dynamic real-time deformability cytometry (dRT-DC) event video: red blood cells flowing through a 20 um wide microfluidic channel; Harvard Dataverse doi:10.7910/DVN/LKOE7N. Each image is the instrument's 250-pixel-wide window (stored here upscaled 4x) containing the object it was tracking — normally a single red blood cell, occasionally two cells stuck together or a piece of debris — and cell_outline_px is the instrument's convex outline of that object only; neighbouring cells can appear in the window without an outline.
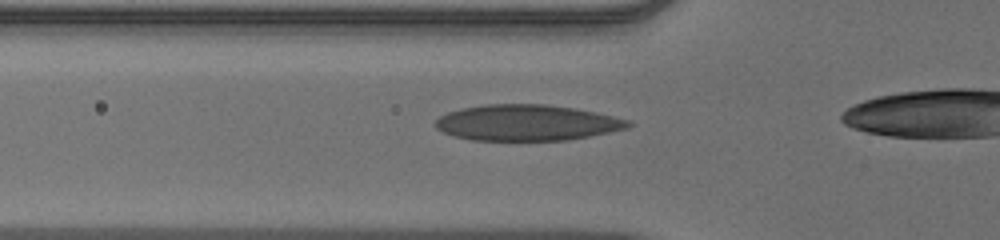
{"species": "human", "species_latin": "Homo sapiens", "temperature_condition": "warm", "stored_images_in_passage": 37, "camera_frame_rate_fps": 3000, "um_per_image_px": 0.085, "donor": {"sex": "male"}, "frame": {"image": 1, "passage_image": 12, "time_ms": 3.667, "image_size_px": [1000, 240], "cell_outline_px": [[632, 124], [628, 128], [568, 140], [472, 140], [456, 136], [444, 132], [436, 128], [436, 120], [440, 116], [448, 112], [464, 108], [488, 104], [544, 104], [576, 108], [596, 112], [628, 120]], "centroid_in_image_um": [44.79, 10.43], "position_along_channel_um": 81.0, "area_um2": 40.0}}
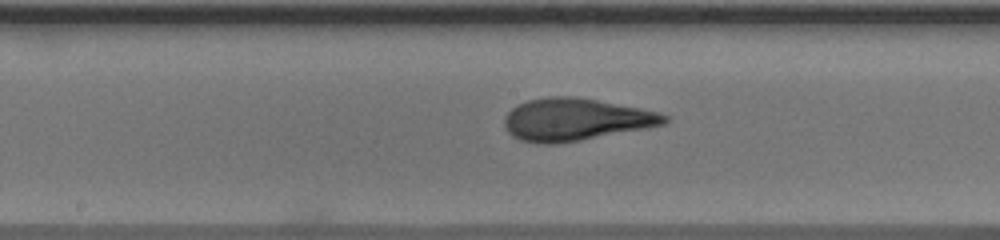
{"frame": {"image": 2, "passage_image": 21, "time_ms": 6.667, "image_size_px": [1000, 240], "cell_outline_px": [[668, 124], [648, 128], [580, 140], [556, 144], [536, 144], [520, 140], [512, 136], [504, 128], [504, 116], [512, 108], [528, 100], [548, 96], [576, 96], [640, 108], [660, 112], [668, 116]], "centroid_in_image_um": [48.92, 10.16], "position_along_channel_um": 199.3, "area_um2": 39.77}}
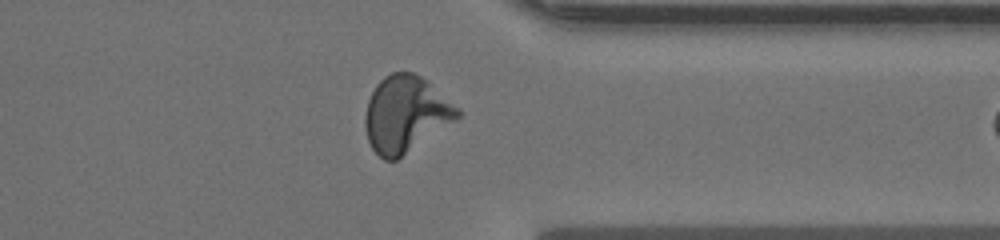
{"frame": {"image": 3, "passage_image": 35, "time_ms": 11.333, "image_size_px": [1000, 240], "cell_outline_px": [[460, 116], [456, 120], [396, 160], [384, 160], [372, 148], [368, 140], [364, 124], [364, 116], [368, 100], [376, 84], [384, 76], [392, 72], [412, 72], [428, 80], [460, 108]], "centroid_in_image_um": [34.48, 9.68], "position_along_channel_um": 376.9, "area_um2": 41.04}}